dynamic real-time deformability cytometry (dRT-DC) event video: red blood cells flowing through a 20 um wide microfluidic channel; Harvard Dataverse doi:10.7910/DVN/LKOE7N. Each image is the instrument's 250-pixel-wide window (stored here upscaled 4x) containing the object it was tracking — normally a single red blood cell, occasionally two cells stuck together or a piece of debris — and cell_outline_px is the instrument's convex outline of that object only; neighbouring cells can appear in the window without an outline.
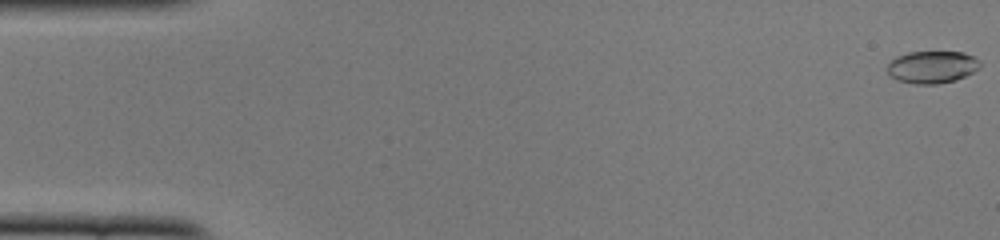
{"species": "common noctule bat (a hibernating species)", "species_latin": "Nyctalus noctula", "temperature_condition": "cold", "stored_images_in_passage": 52, "camera_frame_rate_fps": 3000, "um_per_image_px": 0.085, "animal": {"sex": "female", "body_mass_g": 22.0, "forearm_length_mm": 56.7}, "frame": {"image": 1, "passage_image": 1, "time_ms": 0.0, "image_size_px": [1000, 240], "cell_outline_px": [[980, 68], [956, 80], [936, 84], [916, 84], [896, 80], [888, 72], [888, 64], [896, 56], [908, 52], [964, 52], [980, 60]], "centroid_in_image_um": [79.23, 5.69], "position_along_channel_um": 5.8, "area_um2": 17.4}}
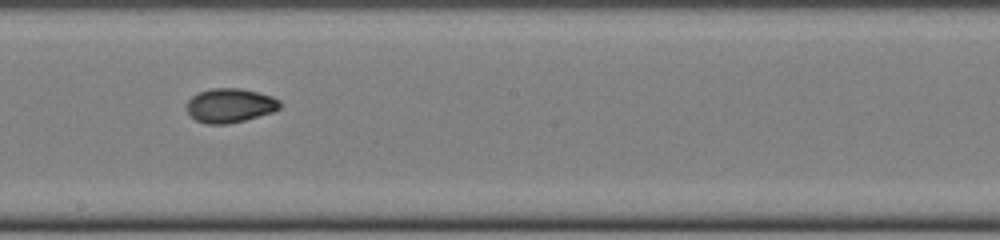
{"frame": {"image": 2, "passage_image": 29, "time_ms": 9.333, "image_size_px": [1000, 240], "cell_outline_px": [[280, 108], [272, 112], [244, 120], [228, 124], [208, 124], [196, 120], [188, 112], [188, 100], [192, 96], [200, 92], [212, 88], [240, 88], [272, 96], [280, 100]], "centroid_in_image_um": [19.56, 8.96], "position_along_channel_um": 228.6, "area_um2": 18.32}}
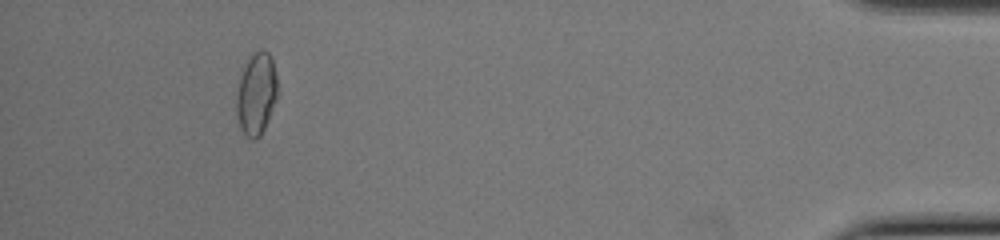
{"frame": {"image": 3, "passage_image": 48, "time_ms": 15.667, "image_size_px": [1000, 240], "cell_outline_px": [[276, 100], [264, 128], [260, 136], [252, 140], [240, 128], [236, 112], [236, 88], [240, 68], [248, 56], [260, 48], [264, 48], [268, 52], [272, 60], [276, 76]], "centroid_in_image_um": [21.73, 7.89], "position_along_channel_um": 413.5, "area_um2": 20.0}, "authors_computed_cell_mechanics": {"area_um2": 18.3515, "velocity_mm_per_s": 3.9216, "shape_relaxation_time_tau1_ms": 7.4156, "shape_relaxation_time_tau2_ms": 2.3773, "deformation_change_tau1": 0.2021, "deformation_change_tau2": 0.03}}